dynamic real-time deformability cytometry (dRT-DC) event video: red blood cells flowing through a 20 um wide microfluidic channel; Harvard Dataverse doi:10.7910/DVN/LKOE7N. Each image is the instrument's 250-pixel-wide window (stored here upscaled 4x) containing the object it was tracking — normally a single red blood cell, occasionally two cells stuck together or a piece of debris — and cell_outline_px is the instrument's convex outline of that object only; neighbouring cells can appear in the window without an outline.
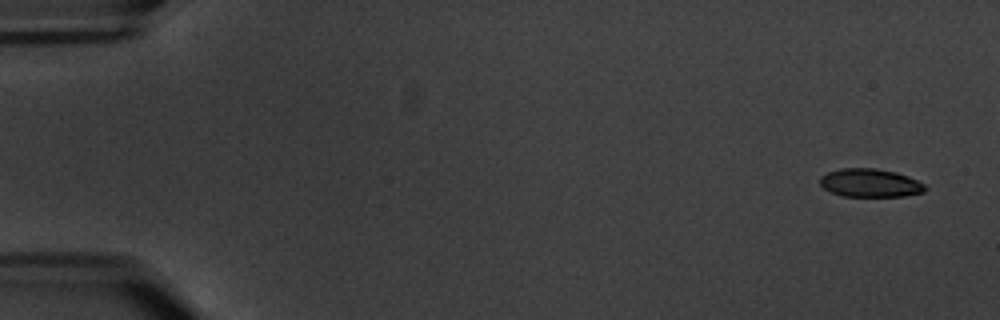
{"species": "common noctule bat (a hibernating species)", "species_latin": "Nyctalus noctula", "temperature_condition": "warm", "stored_images_in_passage": 7, "camera_frame_rate_fps": 3000, "um_per_image_px": 0.085, "animal": {"sex": "male", "body_mass_g": 20.1, "forearm_length_mm": 53.5}, "frame": {"image": 1, "passage_image": 1, "time_ms": 0.0, "image_size_px": [1000, 320], "cell_outline_px": [[928, 188], [924, 192], [904, 196], [844, 196], [832, 192], [824, 188], [820, 184], [820, 176], [828, 172], [840, 168], [876, 168], [896, 172], [908, 176], [924, 184]], "centroid_in_image_um": [73.97, 15.54], "position_along_channel_um": 11.0, "area_um2": 17.34}}